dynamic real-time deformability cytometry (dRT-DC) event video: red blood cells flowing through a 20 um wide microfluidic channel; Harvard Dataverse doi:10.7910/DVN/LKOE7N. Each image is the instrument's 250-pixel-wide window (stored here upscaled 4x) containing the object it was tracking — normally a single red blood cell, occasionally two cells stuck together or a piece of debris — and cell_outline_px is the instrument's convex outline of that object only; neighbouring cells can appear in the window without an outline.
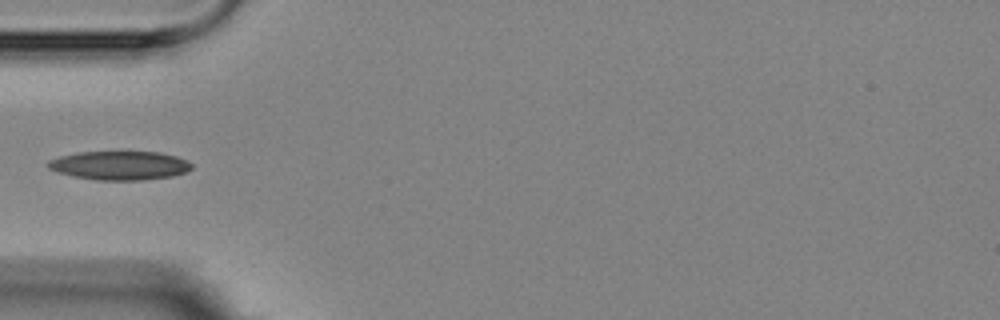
{"species": "Egyptian fruit bat (a non-hibernating species)", "species_latin": "Rousettus aegyptiacus", "temperature_condition": "room temperature", "stored_images_in_passage": 8, "camera_frame_rate_fps": 3000, "um_per_image_px": 0.085, "animal": {"sex": "female"}, "frame": {"image": 1, "passage_image": 3, "time_ms": 3.333, "image_size_px": [1000, 320], "cell_outline_px": [[192, 168], [188, 172], [172, 176], [144, 180], [96, 180], [72, 176], [56, 172], [48, 168], [44, 164], [48, 160], [60, 156], [76, 152], [160, 152], [176, 156], [192, 164]], "centroid_in_image_um": [10.13, 14.07], "position_along_channel_um": 74.9, "area_um2": 24.33}}
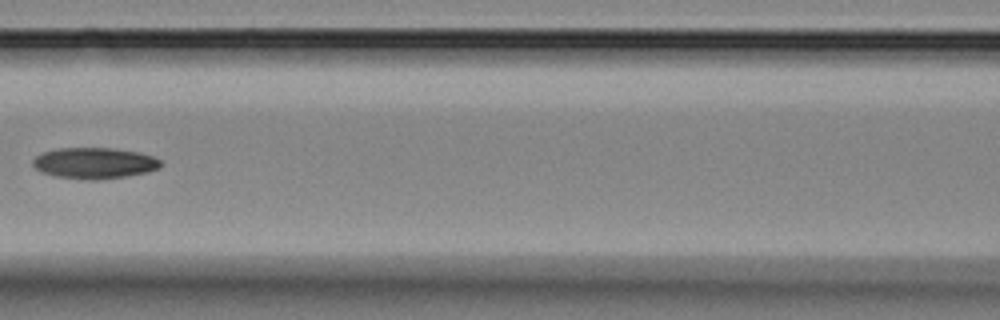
{"frame": {"image": 2, "passage_image": 5, "time_ms": 5.667, "image_size_px": [1000, 320], "cell_outline_px": [[164, 164], [160, 168], [148, 172], [128, 176], [100, 180], [88, 180], [56, 176], [40, 172], [32, 164], [32, 160], [36, 156], [44, 152], [60, 148], [112, 148], [136, 152], [152, 156], [160, 160]], "centroid_in_image_um": [8.04, 13.88], "position_along_channel_um": 158.6, "area_um2": 23.24}}
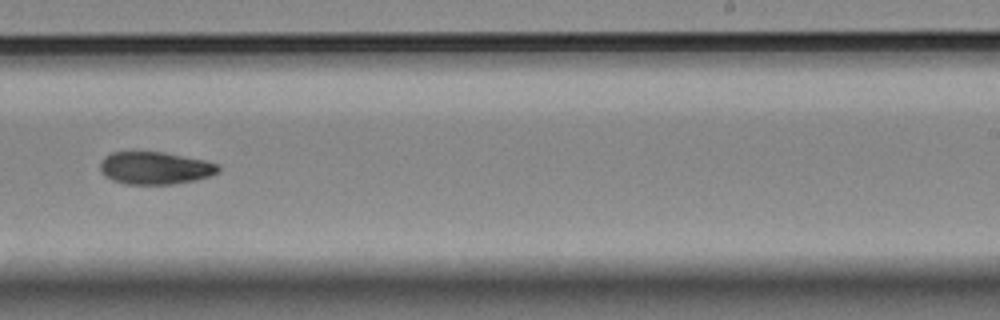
{"frame": {"image": 3, "passage_image": 8, "time_ms": 9.0, "image_size_px": [1000, 320], "cell_outline_px": [[220, 172], [212, 176], [196, 180], [172, 184], [124, 184], [112, 180], [100, 168], [100, 160], [104, 156], [112, 152], [164, 152], [204, 160], [216, 164], [220, 168]], "centroid_in_image_um": [13.2, 14.28], "position_along_channel_um": 275.8, "area_um2": 22.37}}